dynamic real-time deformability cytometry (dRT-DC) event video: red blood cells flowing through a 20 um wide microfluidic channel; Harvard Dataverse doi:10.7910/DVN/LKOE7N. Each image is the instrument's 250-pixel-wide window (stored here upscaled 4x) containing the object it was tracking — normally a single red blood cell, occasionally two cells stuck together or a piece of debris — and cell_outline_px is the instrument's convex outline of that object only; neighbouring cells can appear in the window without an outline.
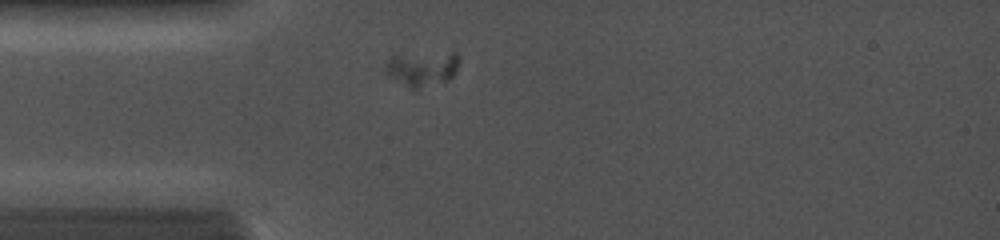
{"species": "common noctule bat (a hibernating species)", "species_latin": "Nyctalus noctula", "temperature_condition": "cold", "stored_images_in_passage": 2, "camera_frame_rate_fps": 5000, "um_per_image_px": 0.085, "animal": {"sex": "female", "body_mass_g": 19.0, "forearm_length_mm": 56.7}, "frame": {"image": 1, "passage_image": 2, "time_ms": 1.2, "image_size_px": [1000, 240], "cell_outline_px": [[460, 60], [456, 72], [448, 80], [416, 88], [412, 88], [388, 76], [384, 72], [384, 68], [388, 60], [396, 52], [456, 52]], "centroid_in_image_um": [35.86, 5.75], "position_along_channel_um": 49.1, "area_um2": 15.37}}